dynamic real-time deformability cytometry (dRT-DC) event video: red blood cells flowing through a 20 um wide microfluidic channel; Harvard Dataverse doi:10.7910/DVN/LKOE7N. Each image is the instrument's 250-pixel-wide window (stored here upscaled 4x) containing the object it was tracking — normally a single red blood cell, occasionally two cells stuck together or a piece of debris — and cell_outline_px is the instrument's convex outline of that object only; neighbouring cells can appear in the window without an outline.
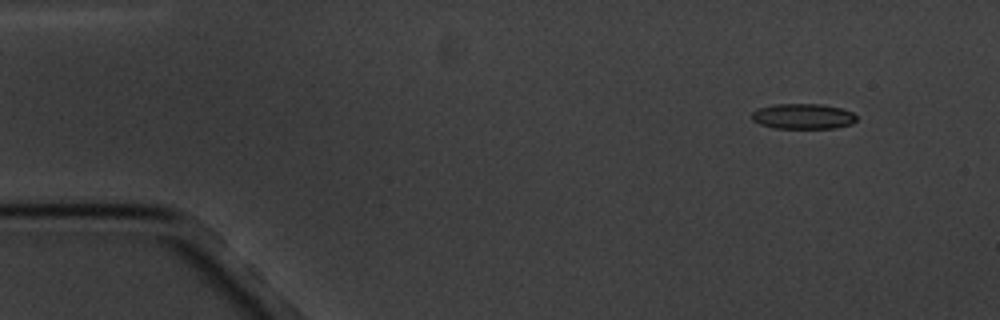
{"species": "common noctule bat (a hibernating species)", "species_latin": "Nyctalus noctula", "temperature_condition": "cold", "stored_images_in_passage": 4, "camera_frame_rate_fps": 3000, "um_per_image_px": 0.085, "animal": {"sex": "male", "body_mass_g": 20.1, "forearm_length_mm": 53.5}, "frame": {"image": 1, "passage_image": 1, "time_ms": 0.0, "image_size_px": [1000, 320], "cell_outline_px": [[856, 120], [852, 124], [836, 128], [772, 128], [760, 124], [752, 120], [752, 112], [756, 108], [772, 104], [824, 104], [840, 108], [852, 112], [856, 116]], "centroid_in_image_um": [68.23, 9.88], "position_along_channel_um": 16.8, "area_um2": 15.66}}
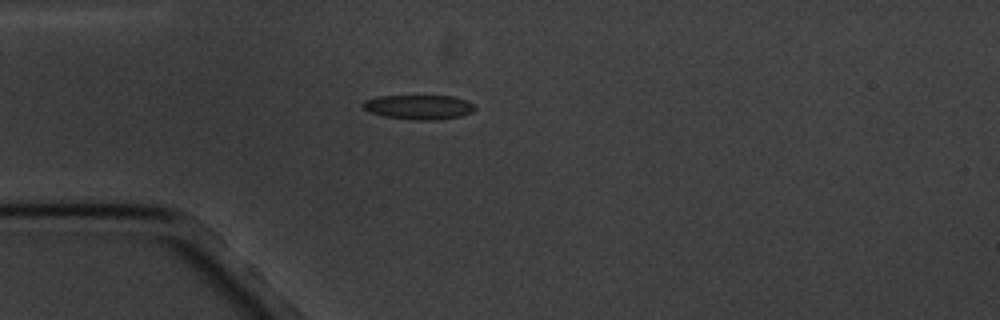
{"frame": {"image": 2, "passage_image": 4, "time_ms": 3.333, "image_size_px": [1000, 320], "cell_outline_px": [[476, 108], [472, 112], [460, 116], [436, 120], [416, 120], [384, 116], [368, 112], [360, 104], [364, 100], [376, 96], [452, 96], [464, 100], [472, 104]], "centroid_in_image_um": [35.54, 9.1], "position_along_channel_um": 49.5, "area_um2": 15.95}}